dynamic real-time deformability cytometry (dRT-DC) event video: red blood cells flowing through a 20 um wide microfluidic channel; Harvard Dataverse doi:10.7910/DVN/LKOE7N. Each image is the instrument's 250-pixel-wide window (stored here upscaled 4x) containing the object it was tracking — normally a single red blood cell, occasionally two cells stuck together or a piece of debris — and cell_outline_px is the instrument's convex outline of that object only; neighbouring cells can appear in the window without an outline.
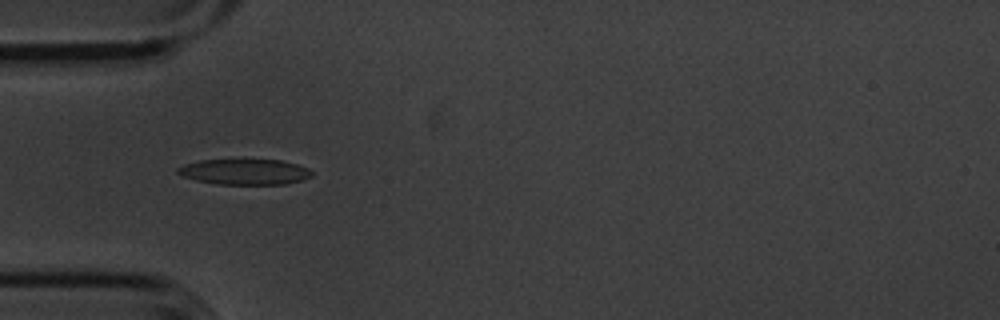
{"species": "common noctule bat (a hibernating species)", "species_latin": "Nyctalus noctula", "temperature_condition": "cold", "stored_images_in_passage": 22, "camera_frame_rate_fps": 3000, "um_per_image_px": 0.085, "animal": {"sex": "male", "body_mass_g": 20.1, "forearm_length_mm": 53.5}, "frame": {"image": 1, "passage_image": 4, "time_ms": 1.0, "image_size_px": [1000, 320], "cell_outline_px": [[312, 176], [300, 180], [284, 184], [216, 184], [196, 180], [180, 176], [176, 172], [176, 168], [184, 164], [200, 160], [280, 160], [296, 164], [308, 168], [312, 172]], "centroid_in_image_um": [20.74, 14.6], "position_along_channel_um": 64.3, "area_um2": 19.94}}